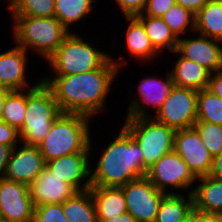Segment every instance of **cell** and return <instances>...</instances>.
<instances>
[{
	"mask_svg": "<svg viewBox=\"0 0 222 222\" xmlns=\"http://www.w3.org/2000/svg\"><path fill=\"white\" fill-rule=\"evenodd\" d=\"M112 56L93 71L41 77L53 92L62 113H79L94 119V115L107 110V97L112 92L114 81L122 67L128 65L125 56H119V61Z\"/></svg>",
	"mask_w": 222,
	"mask_h": 222,
	"instance_id": "cell-1",
	"label": "cell"
},
{
	"mask_svg": "<svg viewBox=\"0 0 222 222\" xmlns=\"http://www.w3.org/2000/svg\"><path fill=\"white\" fill-rule=\"evenodd\" d=\"M115 136L101 149L97 165L91 162V186L121 187L144 176V159L137 141L123 126Z\"/></svg>",
	"mask_w": 222,
	"mask_h": 222,
	"instance_id": "cell-2",
	"label": "cell"
},
{
	"mask_svg": "<svg viewBox=\"0 0 222 222\" xmlns=\"http://www.w3.org/2000/svg\"><path fill=\"white\" fill-rule=\"evenodd\" d=\"M92 120L79 113H61L47 136L37 145L44 161L79 152H93Z\"/></svg>",
	"mask_w": 222,
	"mask_h": 222,
	"instance_id": "cell-3",
	"label": "cell"
},
{
	"mask_svg": "<svg viewBox=\"0 0 222 222\" xmlns=\"http://www.w3.org/2000/svg\"><path fill=\"white\" fill-rule=\"evenodd\" d=\"M13 44L32 51L43 61L47 60L62 44L69 32L54 17L11 15Z\"/></svg>",
	"mask_w": 222,
	"mask_h": 222,
	"instance_id": "cell-4",
	"label": "cell"
},
{
	"mask_svg": "<svg viewBox=\"0 0 222 222\" xmlns=\"http://www.w3.org/2000/svg\"><path fill=\"white\" fill-rule=\"evenodd\" d=\"M101 49H97L82 35L69 33L59 48L46 60L50 68L48 73L72 75L98 69L111 55Z\"/></svg>",
	"mask_w": 222,
	"mask_h": 222,
	"instance_id": "cell-5",
	"label": "cell"
},
{
	"mask_svg": "<svg viewBox=\"0 0 222 222\" xmlns=\"http://www.w3.org/2000/svg\"><path fill=\"white\" fill-rule=\"evenodd\" d=\"M61 113L53 92L42 80L26 89L25 119L19 130L21 143L37 146Z\"/></svg>",
	"mask_w": 222,
	"mask_h": 222,
	"instance_id": "cell-6",
	"label": "cell"
},
{
	"mask_svg": "<svg viewBox=\"0 0 222 222\" xmlns=\"http://www.w3.org/2000/svg\"><path fill=\"white\" fill-rule=\"evenodd\" d=\"M123 127L140 146L144 159V176L147 170L164 154L174 150L175 130L153 117L125 118Z\"/></svg>",
	"mask_w": 222,
	"mask_h": 222,
	"instance_id": "cell-7",
	"label": "cell"
},
{
	"mask_svg": "<svg viewBox=\"0 0 222 222\" xmlns=\"http://www.w3.org/2000/svg\"><path fill=\"white\" fill-rule=\"evenodd\" d=\"M146 177L159 191L165 194H176V191L177 194L179 192L183 194L184 191L192 193L194 185H197V178L174 150L159 158L147 170Z\"/></svg>",
	"mask_w": 222,
	"mask_h": 222,
	"instance_id": "cell-8",
	"label": "cell"
},
{
	"mask_svg": "<svg viewBox=\"0 0 222 222\" xmlns=\"http://www.w3.org/2000/svg\"><path fill=\"white\" fill-rule=\"evenodd\" d=\"M165 72L164 78L151 74V76L147 75L140 79L139 84L136 85L138 86L136 95L132 93L130 96L131 100L129 101L125 118L153 117L151 111L148 112L147 110L149 107L155 113L160 110L171 89L174 87L169 70Z\"/></svg>",
	"mask_w": 222,
	"mask_h": 222,
	"instance_id": "cell-9",
	"label": "cell"
},
{
	"mask_svg": "<svg viewBox=\"0 0 222 222\" xmlns=\"http://www.w3.org/2000/svg\"><path fill=\"white\" fill-rule=\"evenodd\" d=\"M198 91L174 86L153 118L176 130L191 128L197 121Z\"/></svg>",
	"mask_w": 222,
	"mask_h": 222,
	"instance_id": "cell-10",
	"label": "cell"
},
{
	"mask_svg": "<svg viewBox=\"0 0 222 222\" xmlns=\"http://www.w3.org/2000/svg\"><path fill=\"white\" fill-rule=\"evenodd\" d=\"M126 209L137 222H154L164 192L159 191L146 177H140L121 186Z\"/></svg>",
	"mask_w": 222,
	"mask_h": 222,
	"instance_id": "cell-11",
	"label": "cell"
},
{
	"mask_svg": "<svg viewBox=\"0 0 222 222\" xmlns=\"http://www.w3.org/2000/svg\"><path fill=\"white\" fill-rule=\"evenodd\" d=\"M174 151L185 161L196 178L209 175L213 156L194 127L175 131Z\"/></svg>",
	"mask_w": 222,
	"mask_h": 222,
	"instance_id": "cell-12",
	"label": "cell"
},
{
	"mask_svg": "<svg viewBox=\"0 0 222 222\" xmlns=\"http://www.w3.org/2000/svg\"><path fill=\"white\" fill-rule=\"evenodd\" d=\"M34 206L29 186L0 179V216L7 222H32Z\"/></svg>",
	"mask_w": 222,
	"mask_h": 222,
	"instance_id": "cell-13",
	"label": "cell"
},
{
	"mask_svg": "<svg viewBox=\"0 0 222 222\" xmlns=\"http://www.w3.org/2000/svg\"><path fill=\"white\" fill-rule=\"evenodd\" d=\"M194 34L179 38L176 51L183 58L199 63L211 74L215 73L222 68V41Z\"/></svg>",
	"mask_w": 222,
	"mask_h": 222,
	"instance_id": "cell-14",
	"label": "cell"
},
{
	"mask_svg": "<svg viewBox=\"0 0 222 222\" xmlns=\"http://www.w3.org/2000/svg\"><path fill=\"white\" fill-rule=\"evenodd\" d=\"M28 54L30 52H26L17 45L0 52V87L11 91H21L35 87L41 81L40 78L33 84H29Z\"/></svg>",
	"mask_w": 222,
	"mask_h": 222,
	"instance_id": "cell-15",
	"label": "cell"
},
{
	"mask_svg": "<svg viewBox=\"0 0 222 222\" xmlns=\"http://www.w3.org/2000/svg\"><path fill=\"white\" fill-rule=\"evenodd\" d=\"M91 152H79L45 162V166L78 192L91 187ZM91 156V157H90Z\"/></svg>",
	"mask_w": 222,
	"mask_h": 222,
	"instance_id": "cell-16",
	"label": "cell"
},
{
	"mask_svg": "<svg viewBox=\"0 0 222 222\" xmlns=\"http://www.w3.org/2000/svg\"><path fill=\"white\" fill-rule=\"evenodd\" d=\"M44 167L45 161L38 146L21 143L13 148L4 178L29 186Z\"/></svg>",
	"mask_w": 222,
	"mask_h": 222,
	"instance_id": "cell-17",
	"label": "cell"
},
{
	"mask_svg": "<svg viewBox=\"0 0 222 222\" xmlns=\"http://www.w3.org/2000/svg\"><path fill=\"white\" fill-rule=\"evenodd\" d=\"M30 197L34 207L44 204H62L78 191L58 178L45 166L39 176L29 185Z\"/></svg>",
	"mask_w": 222,
	"mask_h": 222,
	"instance_id": "cell-18",
	"label": "cell"
},
{
	"mask_svg": "<svg viewBox=\"0 0 222 222\" xmlns=\"http://www.w3.org/2000/svg\"><path fill=\"white\" fill-rule=\"evenodd\" d=\"M126 20L127 29L125 32L126 52L128 55L138 63H152L161 55L152 45L149 36L147 35L143 24L134 17H124Z\"/></svg>",
	"mask_w": 222,
	"mask_h": 222,
	"instance_id": "cell-19",
	"label": "cell"
},
{
	"mask_svg": "<svg viewBox=\"0 0 222 222\" xmlns=\"http://www.w3.org/2000/svg\"><path fill=\"white\" fill-rule=\"evenodd\" d=\"M178 58L170 72L174 86L189 88L196 91L208 87L211 73L197 62L183 58L176 50L172 52Z\"/></svg>",
	"mask_w": 222,
	"mask_h": 222,
	"instance_id": "cell-20",
	"label": "cell"
},
{
	"mask_svg": "<svg viewBox=\"0 0 222 222\" xmlns=\"http://www.w3.org/2000/svg\"><path fill=\"white\" fill-rule=\"evenodd\" d=\"M197 182L192 192L194 211L222 214V179L207 175Z\"/></svg>",
	"mask_w": 222,
	"mask_h": 222,
	"instance_id": "cell-21",
	"label": "cell"
},
{
	"mask_svg": "<svg viewBox=\"0 0 222 222\" xmlns=\"http://www.w3.org/2000/svg\"><path fill=\"white\" fill-rule=\"evenodd\" d=\"M97 220H107L127 212L126 200L121 187L91 186Z\"/></svg>",
	"mask_w": 222,
	"mask_h": 222,
	"instance_id": "cell-22",
	"label": "cell"
},
{
	"mask_svg": "<svg viewBox=\"0 0 222 222\" xmlns=\"http://www.w3.org/2000/svg\"><path fill=\"white\" fill-rule=\"evenodd\" d=\"M194 212L193 195L165 194L154 222H182Z\"/></svg>",
	"mask_w": 222,
	"mask_h": 222,
	"instance_id": "cell-23",
	"label": "cell"
},
{
	"mask_svg": "<svg viewBox=\"0 0 222 222\" xmlns=\"http://www.w3.org/2000/svg\"><path fill=\"white\" fill-rule=\"evenodd\" d=\"M144 26L153 47L162 55L164 51L172 53L176 50L178 38L161 17L146 15L135 16Z\"/></svg>",
	"mask_w": 222,
	"mask_h": 222,
	"instance_id": "cell-24",
	"label": "cell"
},
{
	"mask_svg": "<svg viewBox=\"0 0 222 222\" xmlns=\"http://www.w3.org/2000/svg\"><path fill=\"white\" fill-rule=\"evenodd\" d=\"M195 32L222 40V0L208 1L195 14Z\"/></svg>",
	"mask_w": 222,
	"mask_h": 222,
	"instance_id": "cell-25",
	"label": "cell"
},
{
	"mask_svg": "<svg viewBox=\"0 0 222 222\" xmlns=\"http://www.w3.org/2000/svg\"><path fill=\"white\" fill-rule=\"evenodd\" d=\"M55 12L54 16L62 23L63 27L69 32L71 26L83 21L91 13H94L93 5L96 0H54ZM95 3V4H94ZM76 23V24H75Z\"/></svg>",
	"mask_w": 222,
	"mask_h": 222,
	"instance_id": "cell-26",
	"label": "cell"
},
{
	"mask_svg": "<svg viewBox=\"0 0 222 222\" xmlns=\"http://www.w3.org/2000/svg\"><path fill=\"white\" fill-rule=\"evenodd\" d=\"M68 222H98L95 203L90 189L79 191L62 203Z\"/></svg>",
	"mask_w": 222,
	"mask_h": 222,
	"instance_id": "cell-27",
	"label": "cell"
},
{
	"mask_svg": "<svg viewBox=\"0 0 222 222\" xmlns=\"http://www.w3.org/2000/svg\"><path fill=\"white\" fill-rule=\"evenodd\" d=\"M174 35L179 39L187 32L194 35L195 14L179 4L173 5L162 17Z\"/></svg>",
	"mask_w": 222,
	"mask_h": 222,
	"instance_id": "cell-28",
	"label": "cell"
},
{
	"mask_svg": "<svg viewBox=\"0 0 222 222\" xmlns=\"http://www.w3.org/2000/svg\"><path fill=\"white\" fill-rule=\"evenodd\" d=\"M197 121L222 125V99L207 88L198 91Z\"/></svg>",
	"mask_w": 222,
	"mask_h": 222,
	"instance_id": "cell-29",
	"label": "cell"
},
{
	"mask_svg": "<svg viewBox=\"0 0 222 222\" xmlns=\"http://www.w3.org/2000/svg\"><path fill=\"white\" fill-rule=\"evenodd\" d=\"M26 112V90L11 91L3 107L1 120L16 128H22Z\"/></svg>",
	"mask_w": 222,
	"mask_h": 222,
	"instance_id": "cell-30",
	"label": "cell"
},
{
	"mask_svg": "<svg viewBox=\"0 0 222 222\" xmlns=\"http://www.w3.org/2000/svg\"><path fill=\"white\" fill-rule=\"evenodd\" d=\"M7 9L10 15L54 17V0H11Z\"/></svg>",
	"mask_w": 222,
	"mask_h": 222,
	"instance_id": "cell-31",
	"label": "cell"
},
{
	"mask_svg": "<svg viewBox=\"0 0 222 222\" xmlns=\"http://www.w3.org/2000/svg\"><path fill=\"white\" fill-rule=\"evenodd\" d=\"M193 127L213 157L222 152V125L196 121Z\"/></svg>",
	"mask_w": 222,
	"mask_h": 222,
	"instance_id": "cell-32",
	"label": "cell"
},
{
	"mask_svg": "<svg viewBox=\"0 0 222 222\" xmlns=\"http://www.w3.org/2000/svg\"><path fill=\"white\" fill-rule=\"evenodd\" d=\"M32 222H68L62 204H44L34 207Z\"/></svg>",
	"mask_w": 222,
	"mask_h": 222,
	"instance_id": "cell-33",
	"label": "cell"
},
{
	"mask_svg": "<svg viewBox=\"0 0 222 222\" xmlns=\"http://www.w3.org/2000/svg\"><path fill=\"white\" fill-rule=\"evenodd\" d=\"M175 4L176 0H147L142 14L139 15L162 17Z\"/></svg>",
	"mask_w": 222,
	"mask_h": 222,
	"instance_id": "cell-34",
	"label": "cell"
},
{
	"mask_svg": "<svg viewBox=\"0 0 222 222\" xmlns=\"http://www.w3.org/2000/svg\"><path fill=\"white\" fill-rule=\"evenodd\" d=\"M123 17H134L142 14L147 0H113Z\"/></svg>",
	"mask_w": 222,
	"mask_h": 222,
	"instance_id": "cell-35",
	"label": "cell"
},
{
	"mask_svg": "<svg viewBox=\"0 0 222 222\" xmlns=\"http://www.w3.org/2000/svg\"><path fill=\"white\" fill-rule=\"evenodd\" d=\"M0 144L16 146L21 144L19 131L0 120Z\"/></svg>",
	"mask_w": 222,
	"mask_h": 222,
	"instance_id": "cell-36",
	"label": "cell"
},
{
	"mask_svg": "<svg viewBox=\"0 0 222 222\" xmlns=\"http://www.w3.org/2000/svg\"><path fill=\"white\" fill-rule=\"evenodd\" d=\"M207 89L222 99V68L210 75Z\"/></svg>",
	"mask_w": 222,
	"mask_h": 222,
	"instance_id": "cell-37",
	"label": "cell"
},
{
	"mask_svg": "<svg viewBox=\"0 0 222 222\" xmlns=\"http://www.w3.org/2000/svg\"><path fill=\"white\" fill-rule=\"evenodd\" d=\"M15 146L0 144V179L4 178L8 161Z\"/></svg>",
	"mask_w": 222,
	"mask_h": 222,
	"instance_id": "cell-38",
	"label": "cell"
},
{
	"mask_svg": "<svg viewBox=\"0 0 222 222\" xmlns=\"http://www.w3.org/2000/svg\"><path fill=\"white\" fill-rule=\"evenodd\" d=\"M210 0H176V4L183 6L196 14Z\"/></svg>",
	"mask_w": 222,
	"mask_h": 222,
	"instance_id": "cell-39",
	"label": "cell"
},
{
	"mask_svg": "<svg viewBox=\"0 0 222 222\" xmlns=\"http://www.w3.org/2000/svg\"><path fill=\"white\" fill-rule=\"evenodd\" d=\"M209 175L217 179H222V152L213 157L212 168Z\"/></svg>",
	"mask_w": 222,
	"mask_h": 222,
	"instance_id": "cell-40",
	"label": "cell"
},
{
	"mask_svg": "<svg viewBox=\"0 0 222 222\" xmlns=\"http://www.w3.org/2000/svg\"><path fill=\"white\" fill-rule=\"evenodd\" d=\"M197 222H222V214L196 212Z\"/></svg>",
	"mask_w": 222,
	"mask_h": 222,
	"instance_id": "cell-41",
	"label": "cell"
},
{
	"mask_svg": "<svg viewBox=\"0 0 222 222\" xmlns=\"http://www.w3.org/2000/svg\"><path fill=\"white\" fill-rule=\"evenodd\" d=\"M98 222H137L136 219L128 212L115 216L107 220H97Z\"/></svg>",
	"mask_w": 222,
	"mask_h": 222,
	"instance_id": "cell-42",
	"label": "cell"
},
{
	"mask_svg": "<svg viewBox=\"0 0 222 222\" xmlns=\"http://www.w3.org/2000/svg\"><path fill=\"white\" fill-rule=\"evenodd\" d=\"M11 90L0 87V120L2 118L3 107L5 104V99Z\"/></svg>",
	"mask_w": 222,
	"mask_h": 222,
	"instance_id": "cell-43",
	"label": "cell"
},
{
	"mask_svg": "<svg viewBox=\"0 0 222 222\" xmlns=\"http://www.w3.org/2000/svg\"><path fill=\"white\" fill-rule=\"evenodd\" d=\"M182 222H197L196 221V212L194 211L188 218Z\"/></svg>",
	"mask_w": 222,
	"mask_h": 222,
	"instance_id": "cell-44",
	"label": "cell"
},
{
	"mask_svg": "<svg viewBox=\"0 0 222 222\" xmlns=\"http://www.w3.org/2000/svg\"><path fill=\"white\" fill-rule=\"evenodd\" d=\"M0 222H7V221L3 218H0Z\"/></svg>",
	"mask_w": 222,
	"mask_h": 222,
	"instance_id": "cell-45",
	"label": "cell"
}]
</instances>
